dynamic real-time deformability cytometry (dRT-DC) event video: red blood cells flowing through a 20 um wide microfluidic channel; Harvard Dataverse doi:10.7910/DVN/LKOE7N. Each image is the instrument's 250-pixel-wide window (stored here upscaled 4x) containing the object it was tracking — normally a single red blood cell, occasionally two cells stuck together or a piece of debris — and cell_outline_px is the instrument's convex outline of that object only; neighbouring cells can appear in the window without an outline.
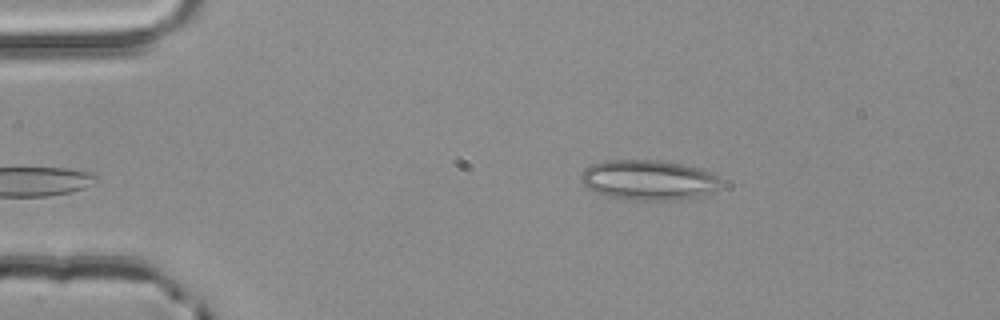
{"species": "common noctule bat (a hibernating species)", "species_latin": "Nyctalus noctula", "temperature_condition": "room temperature", "stored_images_in_passage": 2, "camera_frame_rate_fps": 3000, "um_per_image_px": 0.085, "animal": {"sex": "male", "body_mass_g": 20.4}, "frame": {"image": 1, "passage_image": 1, "time_ms": 0.0, "image_size_px": [1000, 320], "cell_outline_px": [[716, 188], [708, 192], [696, 196], [672, 200], [632, 200], [608, 196], [596, 192], [588, 188], [580, 180], [580, 172], [584, 168], [592, 164], [604, 160], [660, 160], [684, 164], [704, 168], [712, 172], [716, 176]], "centroid_in_image_um": [55.04, 15.27], "position_along_channel_um": 30.0, "area_um2": 32.48}}